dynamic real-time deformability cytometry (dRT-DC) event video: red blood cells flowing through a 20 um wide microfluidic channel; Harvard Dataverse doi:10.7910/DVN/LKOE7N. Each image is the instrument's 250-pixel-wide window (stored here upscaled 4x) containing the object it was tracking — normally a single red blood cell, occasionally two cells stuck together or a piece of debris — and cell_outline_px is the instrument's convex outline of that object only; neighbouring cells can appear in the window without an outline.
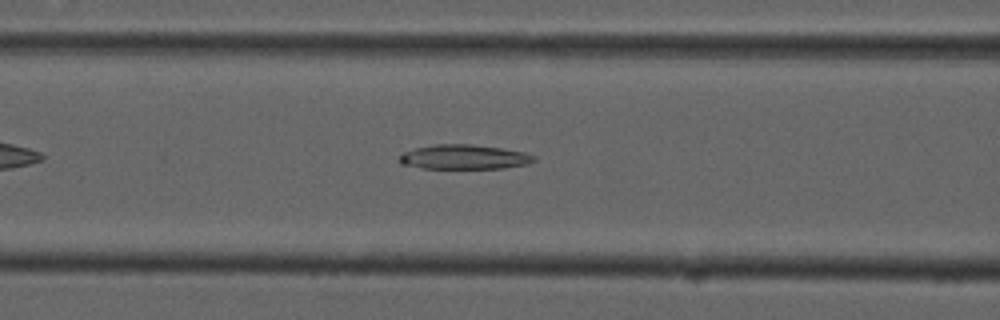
{"species": "common noctule bat (a hibernating species)", "species_latin": "Nyctalus noctula", "temperature_condition": "cold", "stored_images_in_passage": 40, "camera_frame_rate_fps": 3000, "um_per_image_px": 0.085, "animal": {"sex": "male", "forearm_length_mm": 52.5}, "frame": {"image": 1, "passage_image": 12, "time_ms": 3.667, "image_size_px": [1000, 320], "cell_outline_px": [[536, 160], [528, 164], [504, 168], [424, 168], [400, 164], [400, 156], [404, 152], [416, 148], [436, 144], [468, 144], [500, 148], [524, 152], [536, 156]], "centroid_in_image_um": [39.48, 13.35], "position_along_channel_um": 127.1, "area_um2": 19.07}}
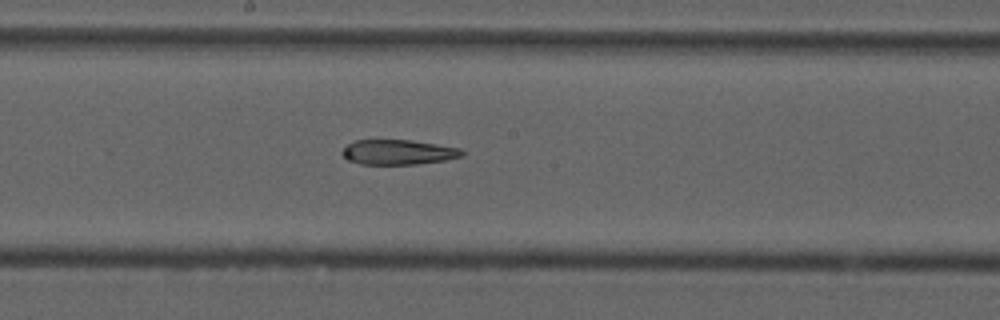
{"frame": {"image": 2, "passage_image": 19, "time_ms": 6.0, "image_size_px": [1000, 320], "cell_outline_px": [[464, 156], [448, 160], [416, 164], [360, 164], [348, 160], [340, 152], [348, 144], [356, 140], [412, 140], [460, 148], [464, 152]], "centroid_in_image_um": [33.87, 12.94], "position_along_channel_um": 214.3, "area_um2": 17.46}}
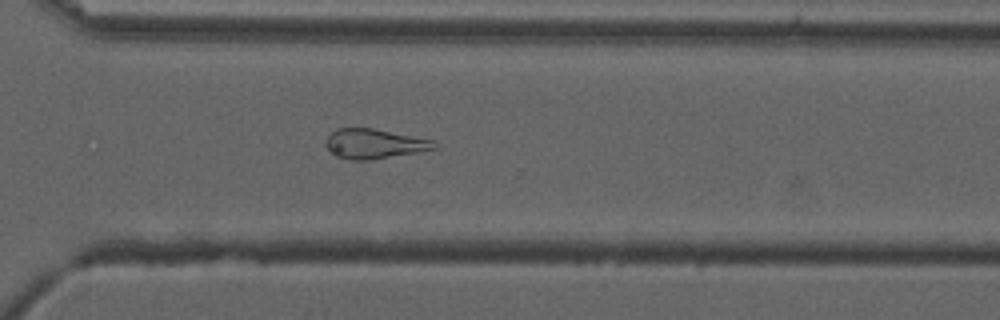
{"frame": {"image": 3, "passage_image": 29, "time_ms": 9.333, "image_size_px": [1000, 320], "cell_outline_px": [[440, 144], [436, 148], [416, 152], [368, 160], [352, 160], [336, 156], [324, 144], [328, 136], [336, 128], [372, 128], [436, 140]], "centroid_in_image_um": [31.84, 12.21], "position_along_channel_um": 338.8, "area_um2": 18.73}, "authors_computed_cell_mechanics": {"area_um2": 20.2011, "velocity_mm_per_s": 3.7366, "shape_relaxation_time_tau1_ms": null, "shape_relaxation_time_tau2_ms": 8.3555, "deformation_change_tau1": null, "deformation_change_tau2": 0.2282}}